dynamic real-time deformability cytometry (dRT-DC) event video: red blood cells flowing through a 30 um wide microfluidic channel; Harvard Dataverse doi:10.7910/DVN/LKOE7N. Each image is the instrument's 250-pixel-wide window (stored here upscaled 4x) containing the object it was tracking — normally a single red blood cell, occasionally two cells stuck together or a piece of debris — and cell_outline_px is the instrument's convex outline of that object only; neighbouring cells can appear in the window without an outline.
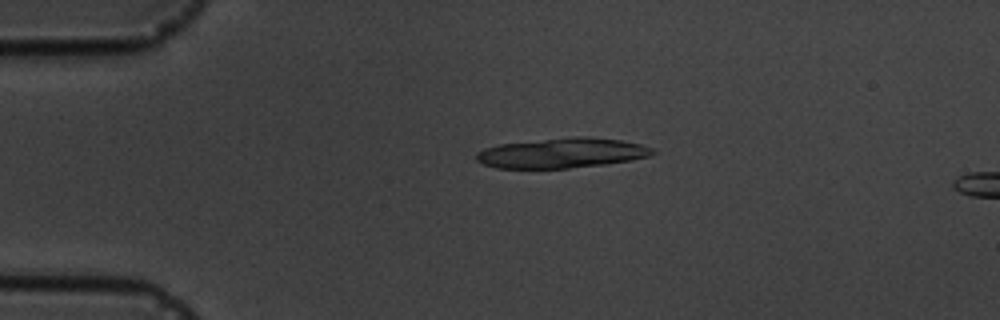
{"species": "common noctule bat (a hibernating species)", "species_latin": "Nyctalus noctula", "temperature_condition": "cold", "stored_images_in_passage": 3, "camera_frame_rate_fps": 3000, "um_per_image_px": 0.085, "animal": {"sex": "male", "body_mass_g": 19.5, "forearm_length_mm": 54.6}, "frame": {"image": 1, "passage_image": 2, "time_ms": 1.0, "image_size_px": [1000, 320], "cell_outline_px": [[656, 152], [652, 156], [632, 160], [604, 164], [568, 168], [496, 168], [484, 164], [476, 160], [476, 152], [484, 148], [500, 144], [572, 136], [588, 136], [620, 140], [640, 144], [652, 148]], "centroid_in_image_um": [47.78, 13.0], "position_along_channel_um": 37.2, "area_um2": 30.87}}